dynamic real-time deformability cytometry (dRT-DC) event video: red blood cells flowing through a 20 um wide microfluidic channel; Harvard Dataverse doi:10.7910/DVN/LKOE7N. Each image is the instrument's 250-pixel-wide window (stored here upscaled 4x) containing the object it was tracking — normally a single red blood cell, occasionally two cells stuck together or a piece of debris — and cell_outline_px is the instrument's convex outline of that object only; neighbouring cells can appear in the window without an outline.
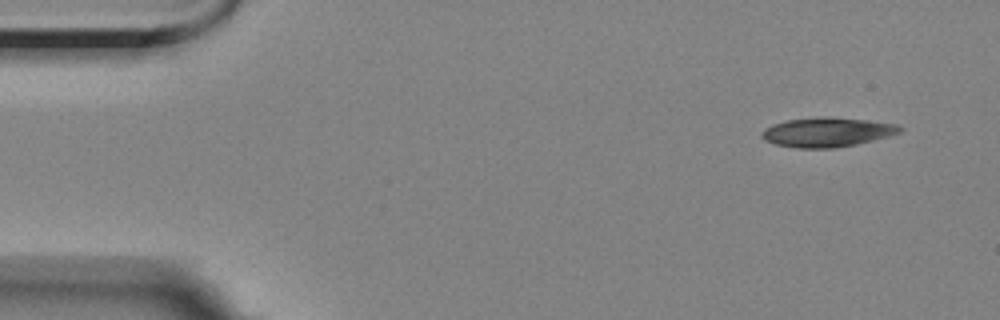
{"species": "Egyptian fruit bat (a non-hibernating species)", "species_latin": "Rousettus aegyptiacus", "temperature_condition": "room temperature", "stored_images_in_passage": 53, "camera_frame_rate_fps": 3000, "um_per_image_px": 0.085, "animal": {"sex": "female"}, "frame": {"image": 1, "passage_image": 1, "time_ms": 0.0, "image_size_px": [1000, 320], "cell_outline_px": [[904, 128], [900, 132], [888, 136], [856, 144], [836, 148], [796, 148], [776, 144], [764, 140], [760, 136], [760, 132], [764, 128], [772, 124], [788, 120], [824, 116], [864, 120], [896, 124]], "centroid_in_image_um": [70.25, 11.24], "position_along_channel_um": 14.7, "area_um2": 23.58}}
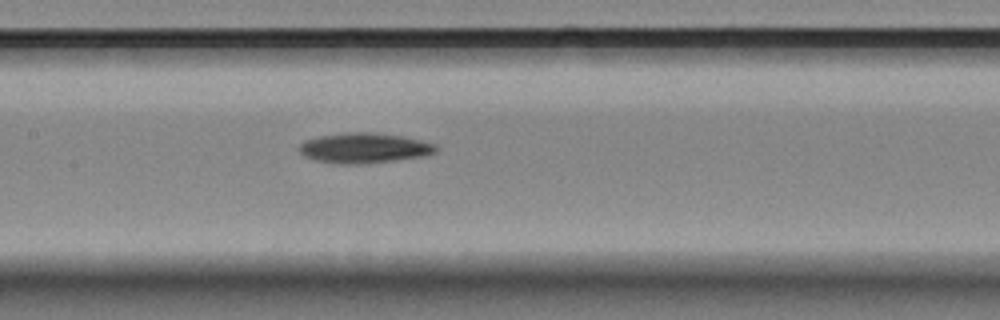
{"frame": {"image": 2, "passage_image": 23, "time_ms": 7.333, "image_size_px": [1000, 320], "cell_outline_px": [[440, 148], [436, 152], [424, 156], [396, 160], [360, 164], [340, 164], [316, 160], [304, 156], [300, 152], [300, 144], [304, 140], [320, 136], [348, 132], [372, 132], [404, 136], [436, 144]], "centroid_in_image_um": [30.99, 12.58], "position_along_channel_um": 176.4, "area_um2": 24.1}}
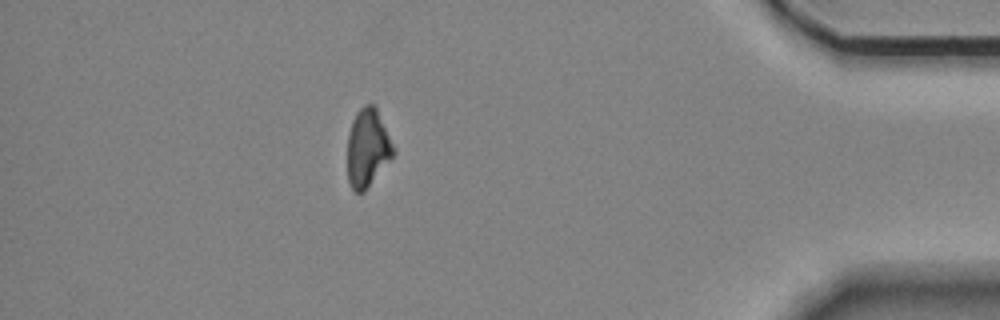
{"frame": {"image": 3, "passage_image": 46, "time_ms": 15.0, "image_size_px": [1000, 320], "cell_outline_px": [[396, 152], [364, 192], [356, 192], [352, 188], [348, 180], [348, 132], [352, 120], [356, 112], [364, 104], [376, 104], [396, 148]], "centroid_in_image_um": [31.27, 12.51], "position_along_channel_um": 403.9, "area_um2": 21.21}, "authors_computed_cell_mechanics": {"area_um2": 23.1778, "velocity_mm_per_s": 3.5503, "shape_relaxation_time_tau1_ms": 4.8483, "shape_relaxation_time_tau2_ms": null, "deformation_change_tau1": 0.1333, "deformation_change_tau2": null}}